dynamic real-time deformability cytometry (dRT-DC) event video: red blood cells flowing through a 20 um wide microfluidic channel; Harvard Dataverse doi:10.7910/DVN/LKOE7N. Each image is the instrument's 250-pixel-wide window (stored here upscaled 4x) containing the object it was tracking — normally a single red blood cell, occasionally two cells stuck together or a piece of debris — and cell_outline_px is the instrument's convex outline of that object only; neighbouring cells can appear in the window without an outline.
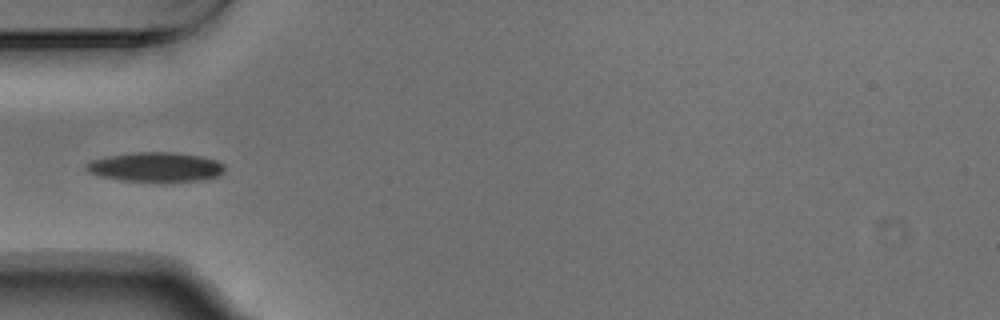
{"species": "Egyptian fruit bat (a non-hibernating species)", "species_latin": "Rousettus aegyptiacus", "temperature_condition": "warm", "stored_images_in_passage": 37, "camera_frame_rate_fps": 3000, "um_per_image_px": 0.085, "animal": {"sex": "male"}, "frame": {"image": 1, "passage_image": 1, "time_ms": 0.0, "image_size_px": [1000, 320], "cell_outline_px": [[224, 168], [216, 176], [200, 180], [120, 180], [100, 176], [88, 172], [84, 168], [84, 164], [92, 160], [112, 156], [136, 152], [172, 152], [200, 156], [216, 160], [224, 164]], "centroid_in_image_um": [13.19, 14.17], "position_along_channel_um": 71.8, "area_um2": 23.06}}
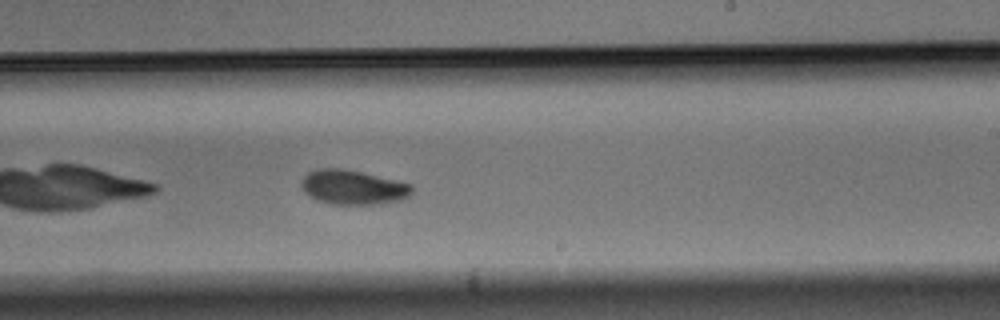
{"frame": {"image": 2, "passage_image": 16, "time_ms": 5.0, "image_size_px": [1000, 320], "cell_outline_px": [[412, 192], [408, 196], [400, 200], [380, 204], [336, 204], [316, 200], [304, 192], [300, 184], [304, 176], [308, 172], [316, 168], [340, 168], [360, 172], [412, 184]], "centroid_in_image_um": [29.97, 15.92], "position_along_channel_um": 259.0, "area_um2": 22.08}}
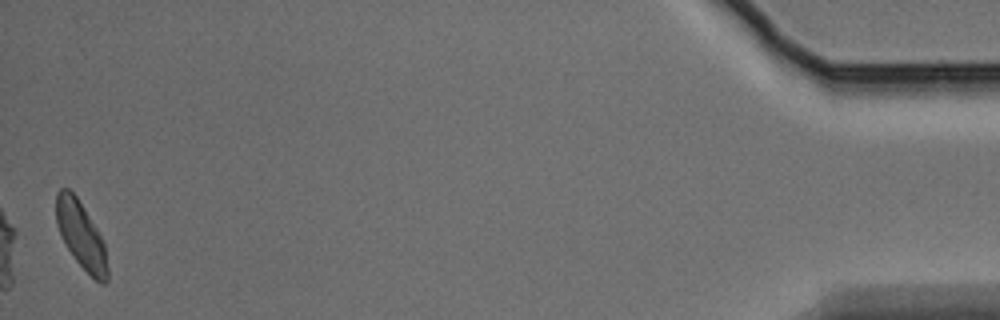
{"frame": {"image": 3, "passage_image": 37, "time_ms": 12.0, "image_size_px": [1000, 320], "cell_outline_px": [[108, 280], [104, 284], [100, 284], [76, 260], [68, 248], [56, 224], [56, 192], [60, 188], [68, 188], [76, 196], [96, 228], [104, 244], [108, 268]], "centroid_in_image_um": [6.89, 19.99], "position_along_channel_um": 428.3, "area_um2": 19.54}, "authors_computed_cell_mechanics": {"area_um2": 21.5594, "velocity_mm_per_s": 3.732, "shape_relaxation_time_tau1_ms": 2.7801, "shape_relaxation_time_tau2_ms": 9.0275, "deformation_change_tau1": 0.0911, "deformation_change_tau2": 0.1314}}